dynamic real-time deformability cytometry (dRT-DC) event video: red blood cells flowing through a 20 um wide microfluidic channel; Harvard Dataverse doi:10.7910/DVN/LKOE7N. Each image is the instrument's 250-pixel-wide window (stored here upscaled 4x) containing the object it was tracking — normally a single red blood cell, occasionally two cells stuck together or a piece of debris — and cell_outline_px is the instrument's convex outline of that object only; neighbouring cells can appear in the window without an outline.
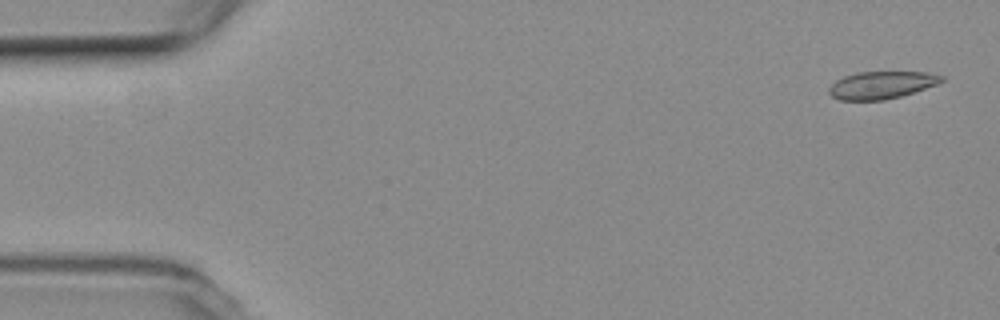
{"species": "common noctule bat (a hibernating species)", "species_latin": "Nyctalus noctula", "temperature_condition": "room temperature", "stored_images_in_passage": 3, "camera_frame_rate_fps": 3000, "um_per_image_px": 0.085, "animal": {"sex": "female", "body_mass_g": 19.3, "forearm_length_mm": 54.1}, "frame": {"image": 1, "passage_image": 1, "time_ms": 0.0, "image_size_px": [1000, 320], "cell_outline_px": [[944, 80], [936, 84], [900, 96], [884, 100], [840, 100], [832, 96], [828, 92], [828, 88], [836, 80], [844, 76], [856, 72], [928, 72], [944, 76]], "centroid_in_image_um": [74.9, 7.22], "position_along_channel_um": 10.1, "area_um2": 17.86}}